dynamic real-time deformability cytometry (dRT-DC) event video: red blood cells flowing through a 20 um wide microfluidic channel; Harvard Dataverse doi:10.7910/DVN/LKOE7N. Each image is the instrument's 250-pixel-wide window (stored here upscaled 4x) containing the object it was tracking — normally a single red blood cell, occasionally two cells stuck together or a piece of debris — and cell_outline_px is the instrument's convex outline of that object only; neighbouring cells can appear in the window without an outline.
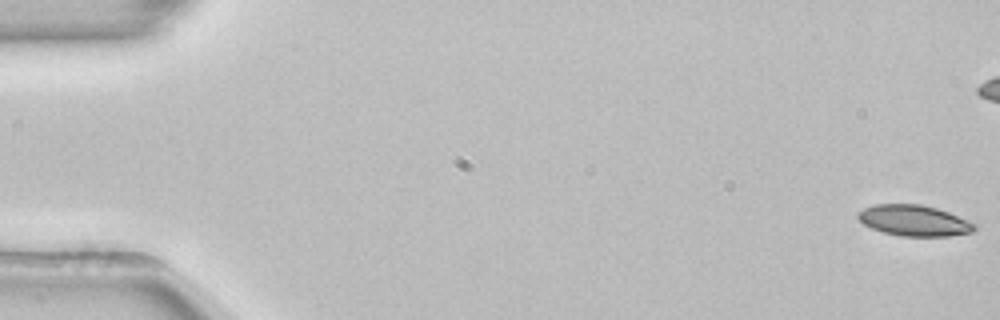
{"species": "common noctule bat (a hibernating species)", "species_latin": "Nyctalus noctula", "temperature_condition": "room temperature", "stored_images_in_passage": 55, "camera_frame_rate_fps": 3000, "um_per_image_px": 0.085, "animal": {"sex": "female", "body_mass_g": 22.7, "forearm_length_mm": 54.2}, "frame": {"image": 1, "passage_image": 1, "time_ms": 0.0, "image_size_px": [1000, 320], "cell_outline_px": [[976, 228], [972, 232], [948, 236], [900, 236], [884, 232], [872, 228], [864, 224], [856, 216], [864, 208], [876, 204], [920, 204], [936, 208], [948, 212], [968, 220], [976, 224]], "centroid_in_image_um": [77.71, 18.75], "position_along_channel_um": 7.3, "area_um2": 20.81}}